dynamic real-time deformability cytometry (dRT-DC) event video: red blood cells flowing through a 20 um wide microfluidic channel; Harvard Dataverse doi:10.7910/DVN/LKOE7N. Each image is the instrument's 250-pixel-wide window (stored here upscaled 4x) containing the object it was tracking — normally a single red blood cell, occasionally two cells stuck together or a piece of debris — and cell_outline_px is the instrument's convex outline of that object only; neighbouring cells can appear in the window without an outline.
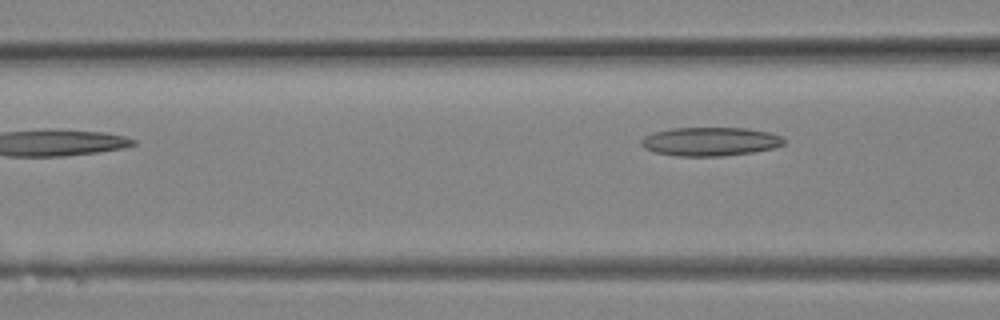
{"species": "Egyptian fruit bat (a non-hibernating species)", "species_latin": "Rousettus aegyptiacus", "temperature_condition": "room temperature", "stored_images_in_passage": 8, "segment_of_instrument_passage": [2, 2], "camera_frame_rate_fps": 3000, "um_per_image_px": 0.085, "animal": {"sex": "female"}, "frame": {"image": 1, "passage_image": 8, "time_ms": 2.333, "image_size_px": [1000, 320], "cell_outline_px": [[784, 144], [772, 148], [752, 152], [724, 156], [676, 156], [652, 152], [644, 148], [640, 144], [640, 140], [644, 136], [652, 132], [672, 128], [748, 128], [768, 132], [780, 136], [784, 140]], "centroid_in_image_um": [60.3, 12.03], "position_along_channel_um": 106.3, "area_um2": 23.99}}